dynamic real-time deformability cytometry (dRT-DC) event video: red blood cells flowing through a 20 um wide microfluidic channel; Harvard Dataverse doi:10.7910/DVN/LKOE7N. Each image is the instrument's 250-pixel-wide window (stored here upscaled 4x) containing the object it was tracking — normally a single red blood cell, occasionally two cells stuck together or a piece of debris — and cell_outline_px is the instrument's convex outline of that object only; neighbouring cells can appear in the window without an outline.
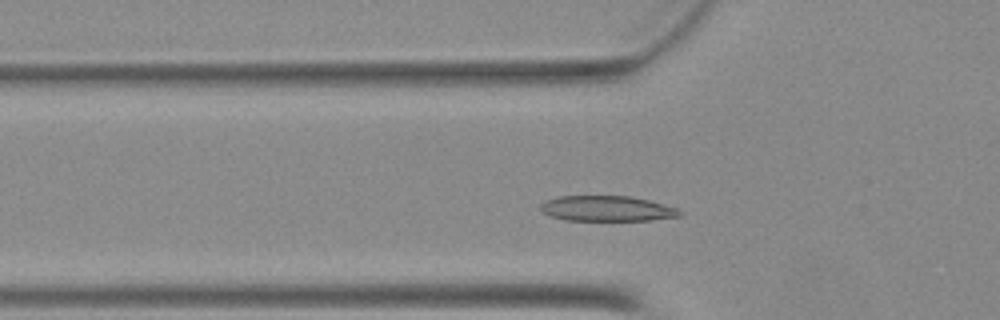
{"species": "Egyptian fruit bat (a non-hibernating species)", "species_latin": "Rousettus aegyptiacus", "temperature_condition": "warm", "stored_images_in_passage": 42, "camera_frame_rate_fps": 3000, "um_per_image_px": 0.085, "animal": {"sex": "female"}, "frame": {"image": 1, "passage_image": 8, "time_ms": 2.333, "image_size_px": [1000, 320], "cell_outline_px": [[684, 212], [680, 216], [652, 220], [564, 220], [552, 216], [544, 212], [540, 208], [540, 204], [548, 200], [560, 196], [628, 196], [648, 200], [676, 208]], "centroid_in_image_um": [51.61, 17.73], "position_along_channel_um": 74.2, "area_um2": 20.35}}
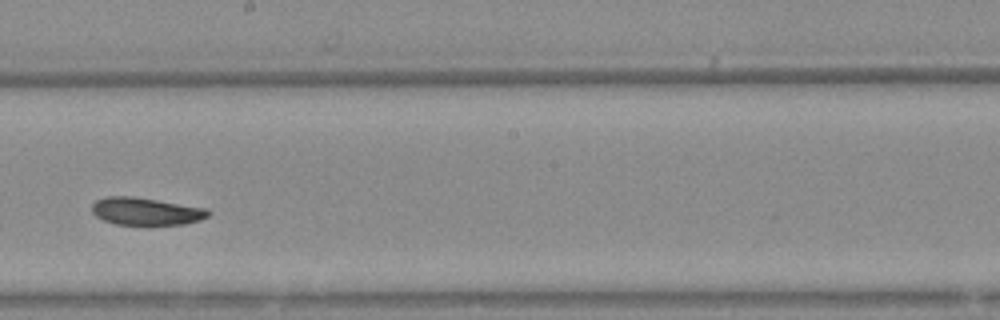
{"frame": {"image": 2, "passage_image": 20, "time_ms": 6.333, "image_size_px": [1000, 320], "cell_outline_px": [[212, 212], [208, 216], [200, 220], [184, 224], [148, 228], [116, 224], [104, 220], [96, 216], [92, 212], [92, 204], [96, 200], [108, 196], [132, 196], [208, 208]], "centroid_in_image_um": [12.44, 18.01], "position_along_channel_um": 235.8, "area_um2": 19.54}}
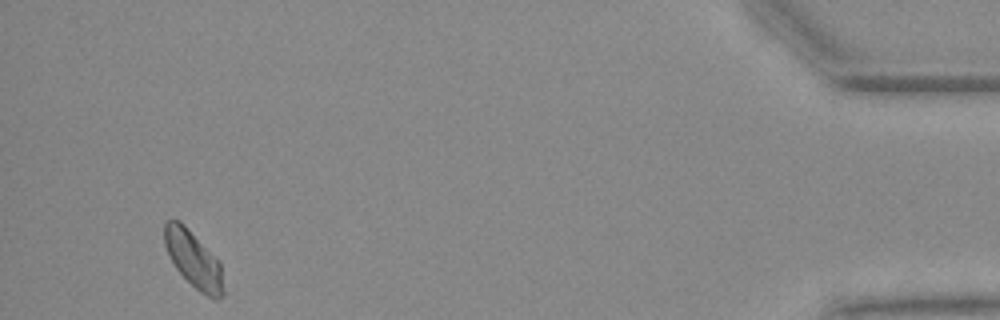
{"frame": {"image": 3, "passage_image": 39, "time_ms": 12.667, "image_size_px": [1000, 320], "cell_outline_px": [[224, 296], [216, 300], [212, 300], [200, 292], [176, 268], [168, 256], [164, 244], [164, 224], [168, 220], [180, 220], [184, 224], [220, 264], [224, 292]], "centroid_in_image_um": [16.43, 22.08], "position_along_channel_um": 418.8, "area_um2": 19.07}}